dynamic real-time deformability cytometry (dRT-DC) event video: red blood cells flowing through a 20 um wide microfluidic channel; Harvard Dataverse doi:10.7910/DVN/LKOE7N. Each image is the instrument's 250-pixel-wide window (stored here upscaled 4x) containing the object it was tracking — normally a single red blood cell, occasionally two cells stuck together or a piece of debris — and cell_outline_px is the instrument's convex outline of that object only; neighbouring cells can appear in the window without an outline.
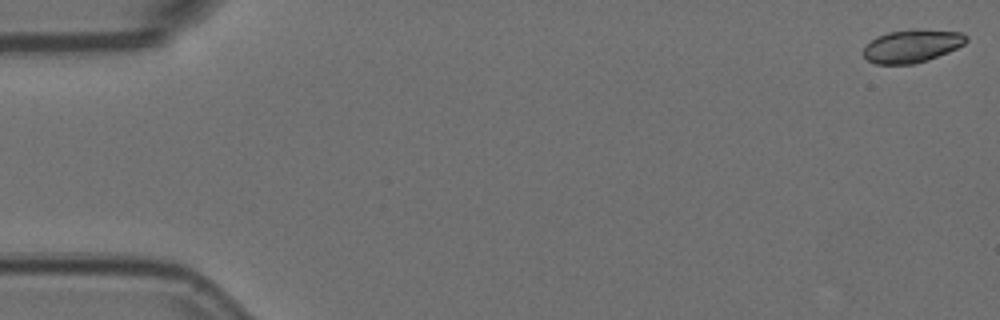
{"species": "Egyptian fruit bat (a non-hibernating species)", "species_latin": "Rousettus aegyptiacus", "temperature_condition": "room temperature", "stored_images_in_passage": 11, "camera_frame_rate_fps": 3000, "um_per_image_px": 0.085, "animal": {"sex": "female"}, "frame": {"image": 1, "passage_image": 1, "time_ms": 0.0, "image_size_px": [1000, 320], "cell_outline_px": [[968, 40], [964, 44], [948, 52], [928, 60], [912, 64], [876, 64], [868, 60], [864, 56], [864, 48], [876, 36], [888, 32], [912, 28], [916, 28], [960, 32], [968, 36]], "centroid_in_image_um": [77.54, 3.89], "position_along_channel_um": 7.5, "area_um2": 19.83}}